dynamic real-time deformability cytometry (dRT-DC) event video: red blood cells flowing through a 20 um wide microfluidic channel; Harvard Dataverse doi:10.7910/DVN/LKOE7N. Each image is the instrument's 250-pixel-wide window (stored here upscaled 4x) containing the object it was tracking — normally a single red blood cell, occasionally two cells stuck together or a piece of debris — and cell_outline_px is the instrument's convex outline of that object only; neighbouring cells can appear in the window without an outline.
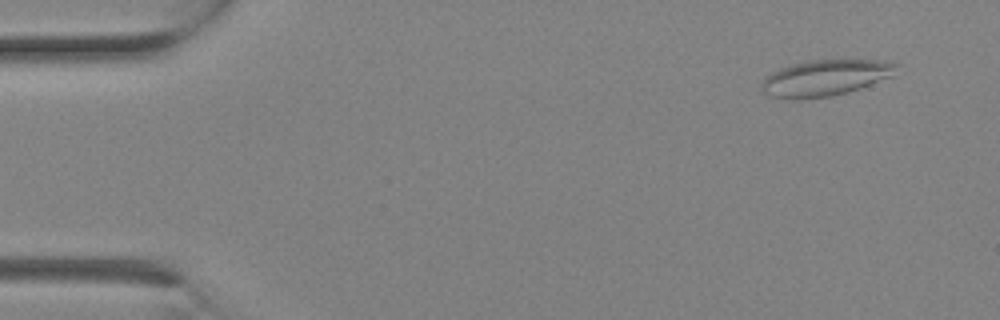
{"species": "Egyptian fruit bat (a non-hibernating species)", "species_latin": "Rousettus aegyptiacus", "temperature_condition": "room temperature", "stored_images_in_passage": 1, "camera_frame_rate_fps": 3000, "um_per_image_px": 0.085, "animal": {"sex": "female"}, "frame": {"image": 1, "passage_image": 1, "time_ms": 0.0, "image_size_px": [1000, 320], "cell_outline_px": [[900, 64], [892, 76], [860, 88], [848, 92], [832, 96], [800, 100], [788, 100], [768, 96], [764, 92], [764, 76], [780, 68], [792, 64], [808, 60], [884, 60]], "centroid_in_image_um": [70.15, 6.63], "position_along_channel_um": 14.9, "area_um2": 28.55}}